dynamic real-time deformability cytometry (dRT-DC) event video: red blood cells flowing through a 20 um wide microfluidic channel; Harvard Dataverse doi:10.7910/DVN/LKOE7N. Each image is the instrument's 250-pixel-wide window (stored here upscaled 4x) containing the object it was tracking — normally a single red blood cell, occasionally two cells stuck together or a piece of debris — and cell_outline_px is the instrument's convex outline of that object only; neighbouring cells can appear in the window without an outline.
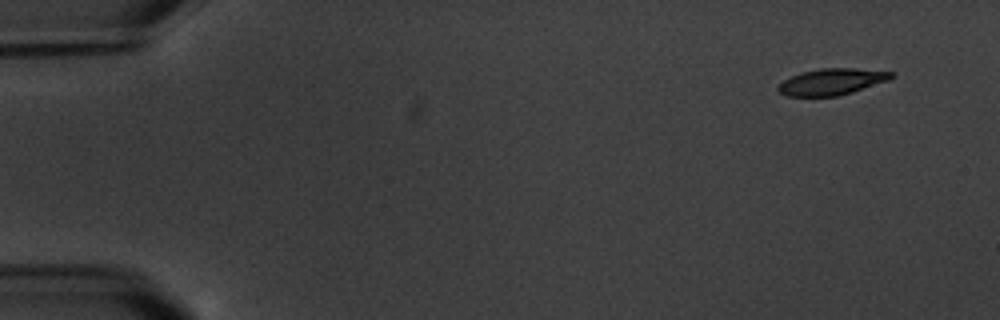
{"species": "common noctule bat (a hibernating species)", "species_latin": "Nyctalus noctula", "temperature_condition": "warm", "stored_images_in_passage": 5, "camera_frame_rate_fps": 3000, "um_per_image_px": 0.085, "animal": {"sex": "male", "body_mass_g": 20.1, "forearm_length_mm": 53.5}, "frame": {"image": 1, "passage_image": 1, "time_ms": 0.0, "image_size_px": [1000, 320], "cell_outline_px": [[896, 76], [888, 80], [852, 92], [836, 96], [788, 96], [780, 92], [776, 88], [784, 80], [800, 72], [820, 68], [856, 68], [892, 72]], "centroid_in_image_um": [70.7, 6.94], "position_along_channel_um": 14.3, "area_um2": 17.28}}
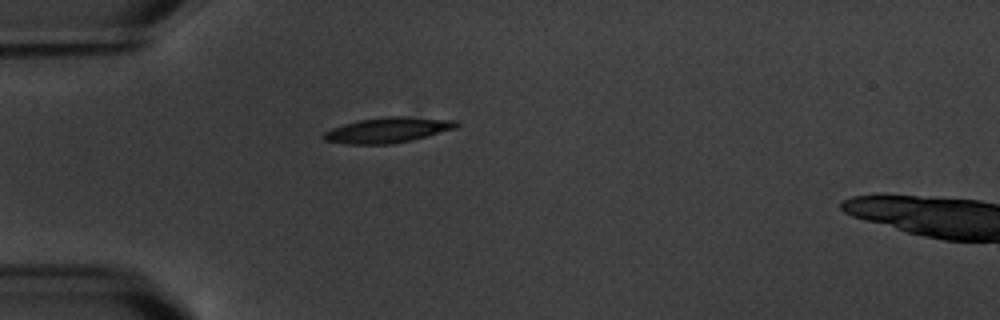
{"frame": {"image": 2, "passage_image": 4, "time_ms": 4.333, "image_size_px": [1000, 320], "cell_outline_px": [[460, 124], [456, 128], [428, 136], [412, 140], [392, 144], [348, 144], [324, 140], [320, 136], [324, 132], [332, 128], [344, 124], [360, 120], [388, 116], [404, 116], [460, 120]], "centroid_in_image_um": [33.0, 11.05], "position_along_channel_um": 52.0, "area_um2": 19.77}}